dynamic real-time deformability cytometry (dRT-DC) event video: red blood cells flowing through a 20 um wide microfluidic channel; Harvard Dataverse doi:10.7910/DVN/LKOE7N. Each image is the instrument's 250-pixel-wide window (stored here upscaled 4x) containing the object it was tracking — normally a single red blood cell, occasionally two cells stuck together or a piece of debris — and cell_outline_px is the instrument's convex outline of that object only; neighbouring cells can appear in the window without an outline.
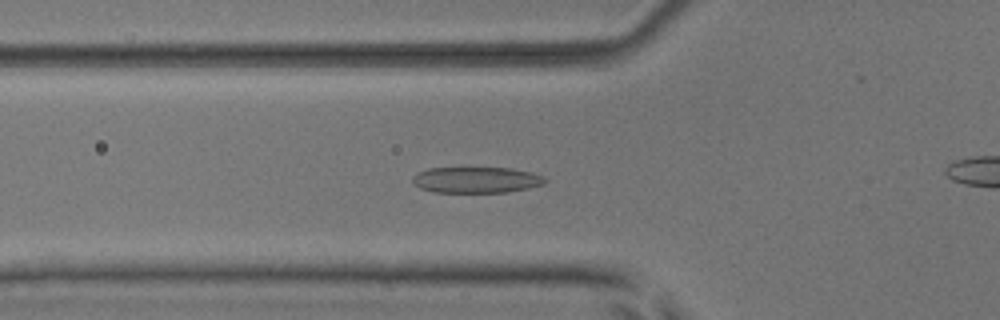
{"species": "common noctule bat (a hibernating species)", "species_latin": "Nyctalus noctula", "temperature_condition": "room temperature", "stored_images_in_passage": 52, "camera_frame_rate_fps": 3000, "um_per_image_px": 0.085, "animal": {"sex": "male", "body_mass_g": 17.9, "forearm_length_mm": 54.2}, "frame": {"image": 1, "passage_image": 16, "time_ms": 5.0, "image_size_px": [1000, 320], "cell_outline_px": [[548, 180], [544, 184], [528, 188], [508, 192], [432, 192], [420, 188], [412, 180], [412, 176], [416, 172], [428, 168], [512, 168], [532, 172], [544, 176]], "centroid_in_image_um": [40.5, 15.29], "position_along_channel_um": 85.3, "area_um2": 20.23}}
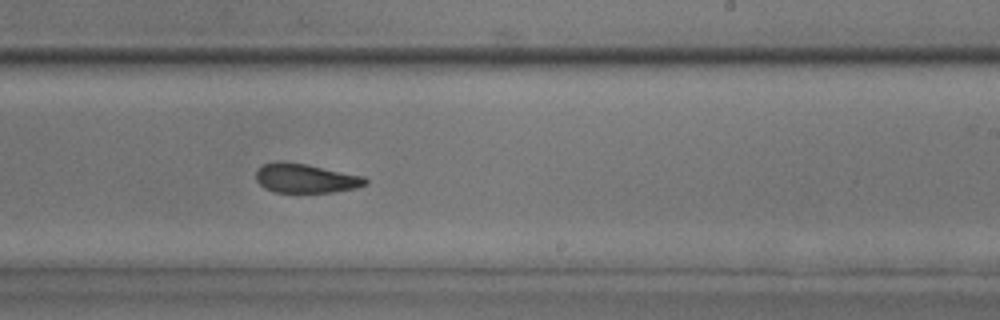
{"frame": {"image": 2, "passage_image": 30, "time_ms": 9.667, "image_size_px": [1000, 320], "cell_outline_px": [[368, 184], [356, 188], [332, 192], [272, 192], [264, 188], [256, 180], [256, 172], [264, 164], [276, 160], [284, 160], [364, 176], [368, 180]], "centroid_in_image_um": [25.96, 15.15], "position_along_channel_um": 263.0, "area_um2": 18.67}}
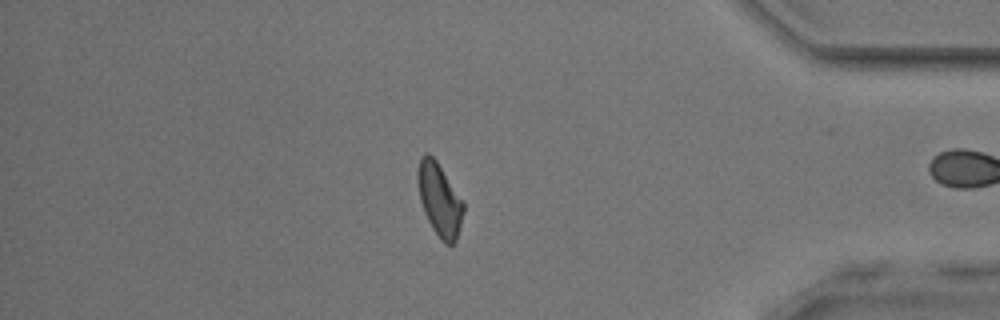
{"frame": {"image": 3, "passage_image": 43, "time_ms": 14.0, "image_size_px": [1000, 320], "cell_outline_px": [[464, 212], [456, 240], [452, 244], [444, 244], [440, 240], [432, 228], [424, 212], [420, 200], [416, 176], [416, 172], [420, 156], [424, 152], [428, 152], [436, 160], [464, 204]], "centroid_in_image_um": [37.32, 16.95], "position_along_channel_um": 397.9, "area_um2": 19.36}, "authors_computed_cell_mechanics": {"area_um2": 19.652, "velocity_mm_per_s": 3.8161, "shape_relaxation_time_tau1_ms": 5.093, "shape_relaxation_time_tau2_ms": 1.7953, "deformation_change_tau1": 0.1652, "deformation_change_tau2": 0.0953}}